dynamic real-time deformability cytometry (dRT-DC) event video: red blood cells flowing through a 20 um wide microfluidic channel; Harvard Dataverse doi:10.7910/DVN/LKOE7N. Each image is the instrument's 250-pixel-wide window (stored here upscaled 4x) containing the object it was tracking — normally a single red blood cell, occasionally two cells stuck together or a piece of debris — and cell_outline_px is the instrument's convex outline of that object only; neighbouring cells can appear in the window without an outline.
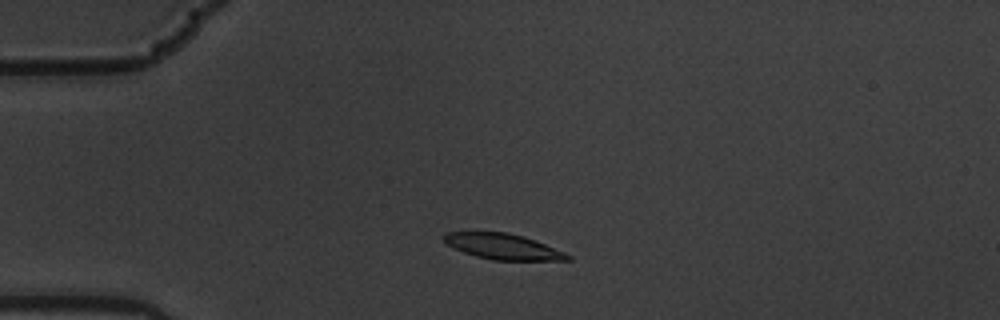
{"species": "common noctule bat (a hibernating species)", "species_latin": "Nyctalus noctula", "temperature_condition": "warm", "stored_images_in_passage": 3, "camera_frame_rate_fps": 3000, "um_per_image_px": 0.085, "animal": {"sex": "male", "body_mass_g": 19.5, "forearm_length_mm": 54.6}, "frame": {"image": 1, "passage_image": 1, "time_ms": 0.0, "image_size_px": [1000, 320], "cell_outline_px": [[572, 260], [492, 260], [476, 256], [452, 248], [444, 240], [444, 236], [448, 232], [508, 232], [524, 236], [564, 252], [572, 256]], "centroid_in_image_um": [42.76, 20.96], "position_along_channel_um": 42.2, "area_um2": 18.32}}
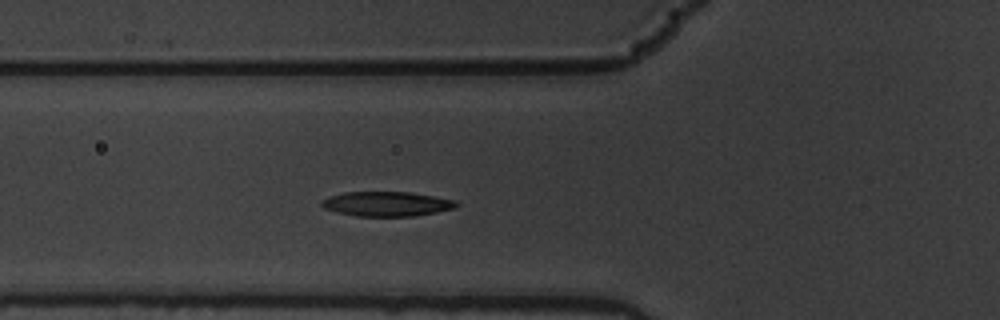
{"frame": {"image": 2, "passage_image": 3, "time_ms": 0.667, "image_size_px": [1000, 320], "cell_outline_px": [[460, 204], [456, 208], [436, 212], [412, 216], [356, 216], [336, 212], [324, 208], [320, 204], [320, 200], [344, 192], [412, 192], [456, 200]], "centroid_in_image_um": [32.89, 17.33], "position_along_channel_um": 92.9, "area_um2": 19.42}}